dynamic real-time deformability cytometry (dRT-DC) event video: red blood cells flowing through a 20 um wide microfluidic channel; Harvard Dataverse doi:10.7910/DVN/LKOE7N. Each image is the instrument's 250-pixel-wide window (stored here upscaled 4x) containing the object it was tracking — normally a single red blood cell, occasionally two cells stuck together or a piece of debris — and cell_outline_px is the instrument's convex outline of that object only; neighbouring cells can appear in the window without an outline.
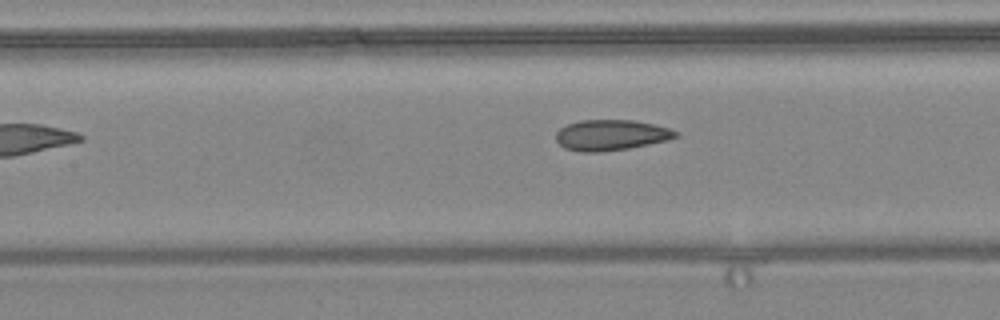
{"species": "common noctule bat (a hibernating species)", "species_latin": "Nyctalus noctula", "temperature_condition": "warm", "stored_images_in_passage": 8, "camera_frame_rate_fps": 3000, "um_per_image_px": 0.085, "animal": {"sex": "female", "body_mass_g": 24.6, "forearm_length_mm": 56.2}, "frame": {"image": 1, "passage_image": 8, "time_ms": 8.333, "image_size_px": [1000, 320], "cell_outline_px": [[680, 136], [668, 140], [628, 148], [600, 152], [580, 152], [564, 148], [556, 140], [556, 132], [560, 128], [568, 124], [580, 120], [632, 120], [652, 124], [668, 128], [680, 132]], "centroid_in_image_um": [51.94, 11.48], "position_along_channel_um": 155.5, "area_um2": 21.39}}